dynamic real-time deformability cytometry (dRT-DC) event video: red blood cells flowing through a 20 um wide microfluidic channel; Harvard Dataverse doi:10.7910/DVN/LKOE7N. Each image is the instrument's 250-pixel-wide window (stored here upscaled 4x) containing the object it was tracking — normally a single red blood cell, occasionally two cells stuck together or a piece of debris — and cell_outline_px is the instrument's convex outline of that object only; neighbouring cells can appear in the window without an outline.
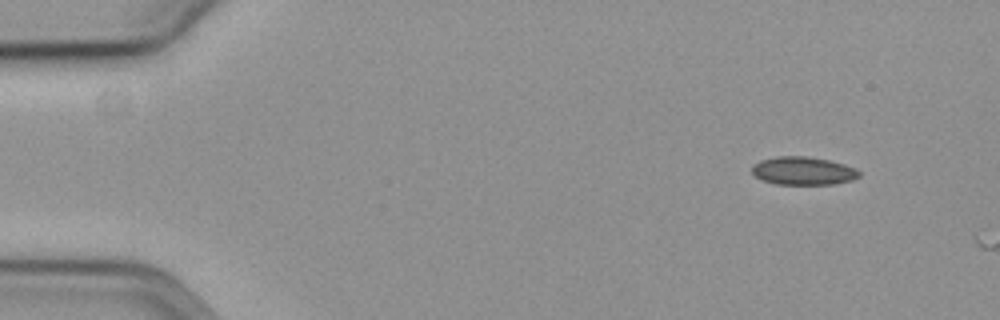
{"species": "common noctule bat (a hibernating species)", "species_latin": "Nyctalus noctula", "temperature_condition": "cold", "stored_images_in_passage": 3, "camera_frame_rate_fps": 3000, "um_per_image_px": 0.085, "animal": {"sex": "female", "body_mass_g": 19.3, "forearm_length_mm": 54.1}, "frame": {"image": 1, "passage_image": 1, "time_ms": 0.0, "image_size_px": [1000, 320], "cell_outline_px": [[860, 176], [852, 180], [832, 184], [776, 184], [764, 180], [756, 176], [752, 172], [752, 164], [760, 160], [776, 156], [808, 156], [828, 160], [844, 164], [856, 168], [860, 172]], "centroid_in_image_um": [68.27, 14.51], "position_along_channel_um": 16.7, "area_um2": 17.57}}